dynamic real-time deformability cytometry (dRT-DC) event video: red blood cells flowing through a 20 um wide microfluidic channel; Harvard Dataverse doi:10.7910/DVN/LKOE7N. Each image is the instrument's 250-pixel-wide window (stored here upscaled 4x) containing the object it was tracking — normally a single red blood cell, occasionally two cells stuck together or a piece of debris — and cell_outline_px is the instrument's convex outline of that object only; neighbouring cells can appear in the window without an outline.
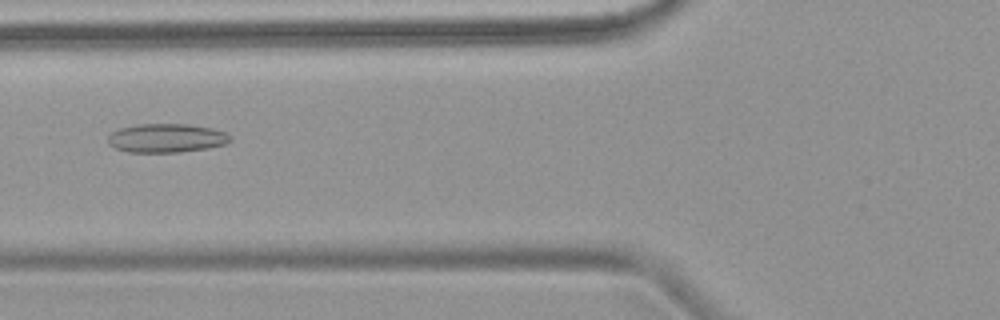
{"species": "common noctule bat (a hibernating species)", "species_latin": "Nyctalus noctula", "temperature_condition": "warm", "stored_images_in_passage": 8, "camera_frame_rate_fps": 3000, "um_per_image_px": 0.085, "animal": {"sex": "female", "body_mass_g": 18.4}, "frame": {"image": 1, "passage_image": 6, "time_ms": 6.0, "image_size_px": [1000, 320], "cell_outline_px": [[232, 140], [228, 144], [208, 148], [180, 152], [128, 152], [116, 148], [108, 144], [108, 136], [112, 132], [120, 128], [136, 124], [188, 124], [212, 128], [228, 132], [232, 136]], "centroid_in_image_um": [14.2, 11.73], "position_along_channel_um": 111.6, "area_um2": 20.81}}
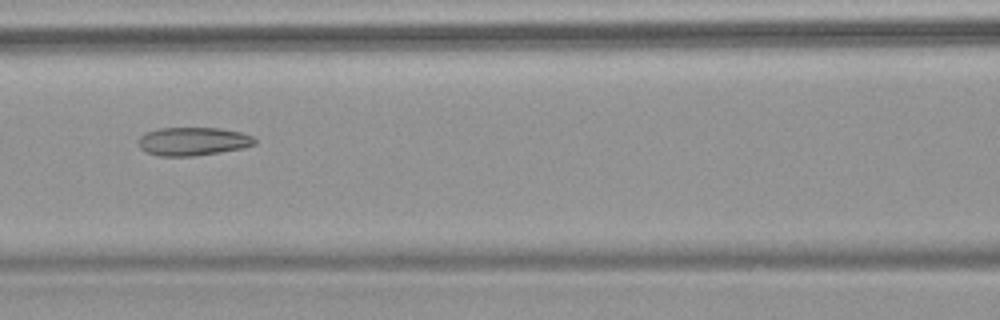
{"frame": {"image": 2, "passage_image": 7, "time_ms": 7.0, "image_size_px": [1000, 320], "cell_outline_px": [[256, 144], [244, 148], [192, 156], [160, 156], [148, 152], [140, 148], [140, 136], [148, 132], [160, 128], [220, 128], [240, 132], [252, 136], [256, 140]], "centroid_in_image_um": [16.44, 12.01], "position_along_channel_um": 150.2, "area_um2": 18.96}}
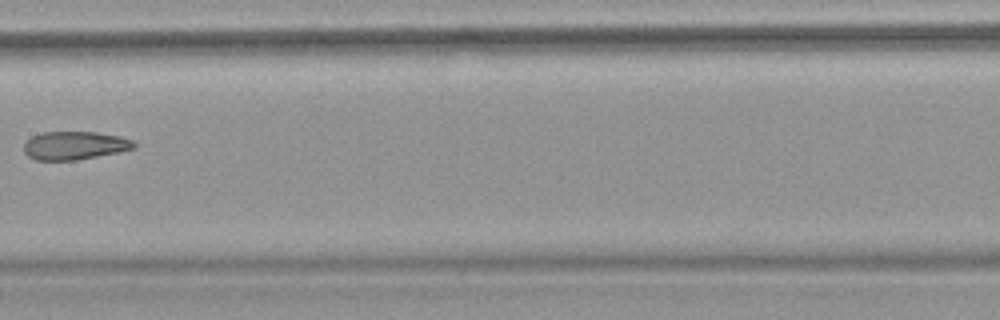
{"frame": {"image": 3, "passage_image": 8, "time_ms": 8.333, "image_size_px": [1000, 320], "cell_outline_px": [[136, 148], [120, 152], [76, 160], [36, 160], [28, 156], [24, 152], [24, 144], [32, 136], [40, 132], [96, 132], [120, 136], [132, 140], [136, 144]], "centroid_in_image_um": [6.36, 12.37], "position_along_channel_um": 201.0, "area_um2": 18.21}}